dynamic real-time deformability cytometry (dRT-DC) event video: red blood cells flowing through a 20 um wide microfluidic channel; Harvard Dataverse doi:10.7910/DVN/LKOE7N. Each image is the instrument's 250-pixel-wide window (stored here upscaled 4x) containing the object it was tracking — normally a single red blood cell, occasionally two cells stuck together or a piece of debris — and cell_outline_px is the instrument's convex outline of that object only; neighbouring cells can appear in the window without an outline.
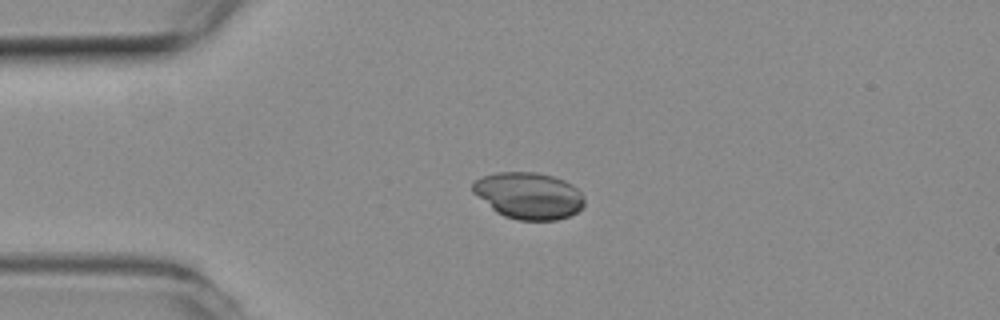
{"species": "common noctule bat (a hibernating species)", "species_latin": "Nyctalus noctula", "temperature_condition": "room temperature", "stored_images_in_passage": 5, "camera_frame_rate_fps": 3000, "um_per_image_px": 0.085, "animal": {"sex": "female", "body_mass_g": 19.3, "forearm_length_mm": 54.1}, "frame": {"image": 1, "passage_image": 2, "time_ms": 0.333, "image_size_px": [1000, 320], "cell_outline_px": [[584, 204], [576, 212], [568, 216], [556, 220], [516, 220], [504, 216], [496, 212], [472, 192], [472, 184], [476, 180], [484, 176], [496, 172], [536, 172], [552, 176], [564, 180], [572, 184], [584, 196]], "centroid_in_image_um": [44.93, 16.63], "position_along_channel_um": 40.1, "area_um2": 30.29}}
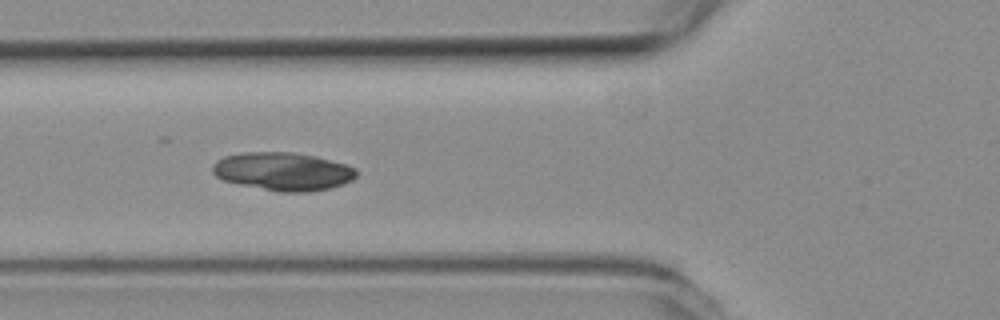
{"frame": {"image": 2, "passage_image": 4, "time_ms": 1.0, "image_size_px": [1000, 320], "cell_outline_px": [[356, 176], [352, 180], [344, 184], [328, 188], [308, 192], [280, 192], [240, 184], [224, 180], [216, 176], [212, 172], [212, 164], [216, 160], [224, 156], [244, 152], [292, 152], [316, 156], [348, 164], [356, 168]], "centroid_in_image_um": [24.07, 14.56], "position_along_channel_um": 101.7, "area_um2": 32.08}}
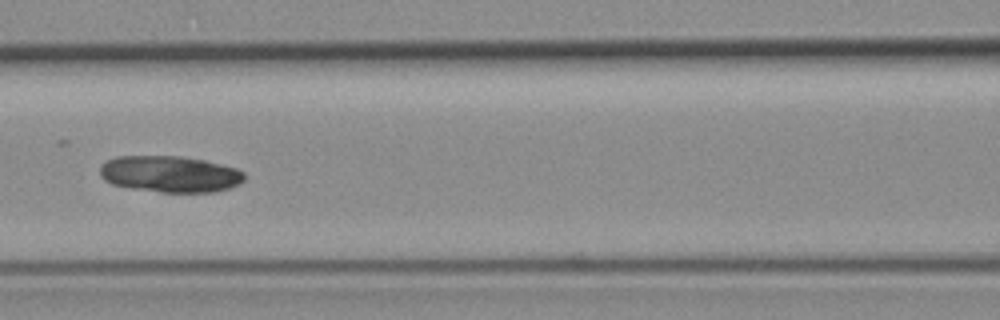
{"frame": {"image": 3, "passage_image": 5, "time_ms": 1.333, "image_size_px": [1000, 320], "cell_outline_px": [[244, 180], [240, 184], [216, 192], [160, 192], [132, 188], [112, 184], [104, 180], [100, 176], [100, 164], [104, 160], [116, 156], [180, 156], [204, 160], [236, 168], [244, 172]], "centroid_in_image_um": [14.42, 14.79], "position_along_channel_um": 152.2, "area_um2": 30.87}}